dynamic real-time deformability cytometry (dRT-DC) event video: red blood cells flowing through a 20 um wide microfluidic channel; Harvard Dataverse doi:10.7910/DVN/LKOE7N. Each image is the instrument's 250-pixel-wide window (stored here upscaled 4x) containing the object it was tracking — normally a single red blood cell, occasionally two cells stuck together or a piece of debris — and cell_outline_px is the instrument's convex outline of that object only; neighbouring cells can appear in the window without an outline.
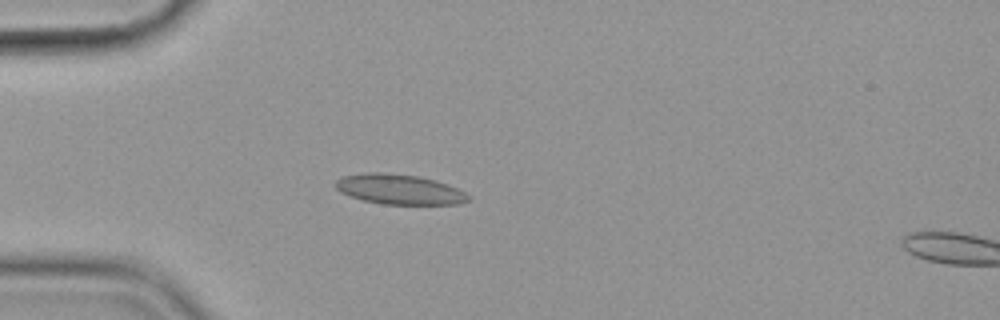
{"species": "common noctule bat (a hibernating species)", "species_latin": "Nyctalus noctula", "temperature_condition": "cold", "stored_images_in_passage": 55, "camera_frame_rate_fps": 3000, "um_per_image_px": 0.085, "animal": {"sex": "female", "body_mass_g": 19.9}, "frame": {"image": 1, "passage_image": 15, "time_ms": 4.667, "image_size_px": [1000, 320], "cell_outline_px": [[472, 200], [460, 204], [384, 204], [364, 200], [340, 192], [336, 188], [336, 180], [344, 176], [372, 172], [384, 172], [420, 176], [436, 180], [448, 184], [472, 196]], "centroid_in_image_um": [34.02, 16.09], "position_along_channel_um": 51.0, "area_um2": 23.24}}
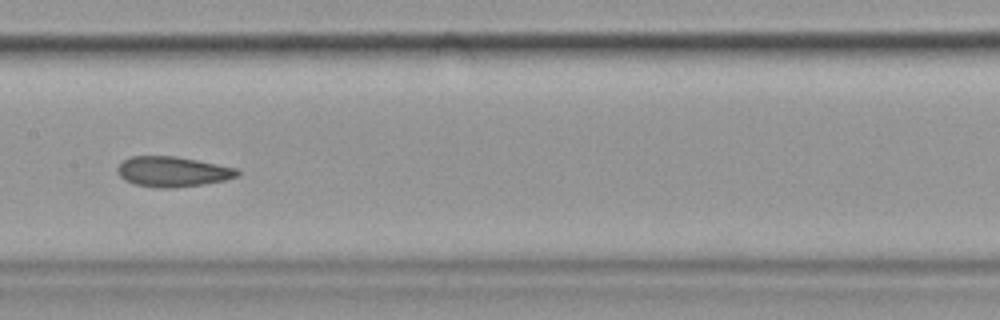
{"frame": {"image": 2, "passage_image": 28, "time_ms": 9.0, "image_size_px": [1000, 320], "cell_outline_px": [[240, 176], [224, 180], [204, 184], [172, 188], [156, 188], [136, 184], [124, 180], [116, 172], [116, 168], [124, 160], [132, 156], [176, 156], [236, 168], [240, 172]], "centroid_in_image_um": [14.66, 14.59], "position_along_channel_um": 192.7, "area_um2": 21.1}}
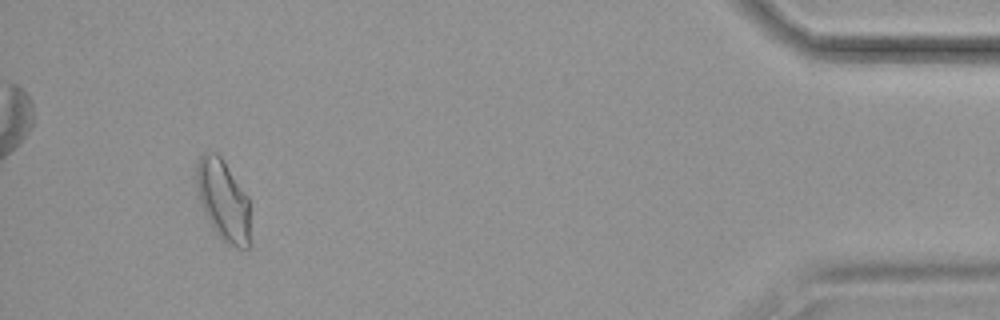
{"frame": {"image": 3, "passage_image": 52, "time_ms": 17.0, "image_size_px": [1000, 320], "cell_outline_px": [[248, 248], [236, 248], [220, 240], [212, 228], [200, 204], [196, 184], [196, 164], [200, 156], [208, 148], [216, 152], [220, 156], [248, 196]], "centroid_in_image_um": [18.92, 16.98], "position_along_channel_um": 416.3, "area_um2": 25.43}, "authors_computed_cell_mechanics": {"area_um2": 22.0218, "velocity_mm_per_s": 3.5773, "shape_relaxation_time_tau1_ms": null, "shape_relaxation_time_tau2_ms": 2.9999, "deformation_change_tau1": null, "deformation_change_tau2": 0.0782}}